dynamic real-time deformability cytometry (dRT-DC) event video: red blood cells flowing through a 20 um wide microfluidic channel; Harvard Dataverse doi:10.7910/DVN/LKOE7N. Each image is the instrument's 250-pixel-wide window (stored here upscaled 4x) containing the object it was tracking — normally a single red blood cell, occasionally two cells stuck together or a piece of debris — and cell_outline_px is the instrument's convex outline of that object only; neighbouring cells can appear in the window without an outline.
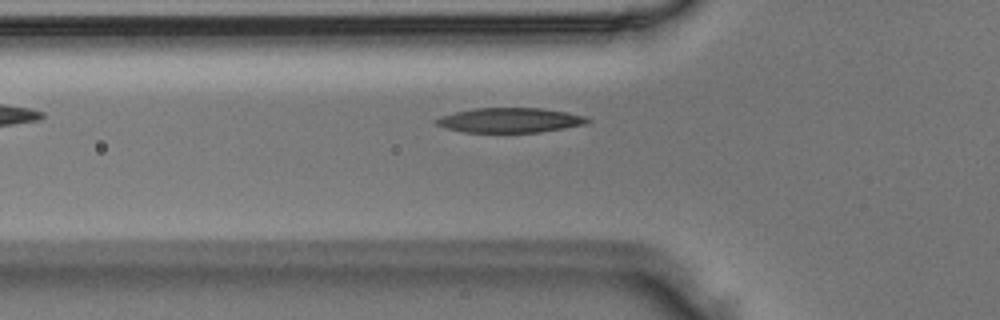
{"species": "Egyptian fruit bat (a non-hibernating species)", "species_latin": "Rousettus aegyptiacus", "temperature_condition": "room temperature", "stored_images_in_passage": 3, "camera_frame_rate_fps": 3000, "um_per_image_px": 0.085, "animal": {"sex": "male"}, "frame": {"image": 1, "passage_image": 3, "time_ms": 0.667, "image_size_px": [1000, 320], "cell_outline_px": [[592, 120], [584, 124], [564, 128], [540, 132], [464, 132], [444, 128], [436, 124], [432, 120], [440, 116], [456, 112], [476, 108], [540, 108], [568, 112], [584, 116]], "centroid_in_image_um": [43.31, 10.22], "position_along_channel_um": 82.5, "area_um2": 21.79}}